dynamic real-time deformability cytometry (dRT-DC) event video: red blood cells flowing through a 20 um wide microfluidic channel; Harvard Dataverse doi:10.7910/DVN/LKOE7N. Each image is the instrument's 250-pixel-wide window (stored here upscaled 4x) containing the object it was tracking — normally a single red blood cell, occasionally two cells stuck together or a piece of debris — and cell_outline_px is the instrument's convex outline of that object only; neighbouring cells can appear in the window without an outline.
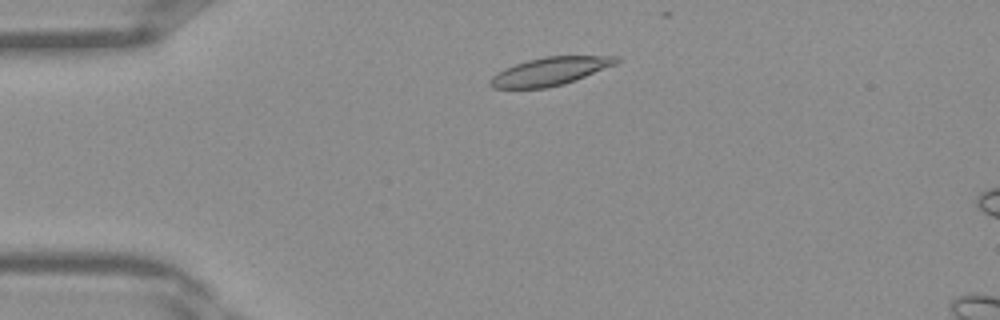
{"species": "Egyptian fruit bat (a non-hibernating species)", "species_latin": "Rousettus aegyptiacus", "temperature_condition": "warm", "stored_images_in_passage": 6, "camera_frame_rate_fps": 3000, "um_per_image_px": 0.085, "frame": {"image": 1, "passage_image": 3, "time_ms": 0.667, "image_size_px": [1000, 320], "cell_outline_px": [[604, 64], [572, 80], [556, 84], [536, 88], [504, 88], [504, 72], [520, 64], [536, 60], [556, 56], [588, 56]], "centroid_in_image_um": [46.65, 6.08], "position_along_channel_um": 38.4, "area_um2": 15.61}}